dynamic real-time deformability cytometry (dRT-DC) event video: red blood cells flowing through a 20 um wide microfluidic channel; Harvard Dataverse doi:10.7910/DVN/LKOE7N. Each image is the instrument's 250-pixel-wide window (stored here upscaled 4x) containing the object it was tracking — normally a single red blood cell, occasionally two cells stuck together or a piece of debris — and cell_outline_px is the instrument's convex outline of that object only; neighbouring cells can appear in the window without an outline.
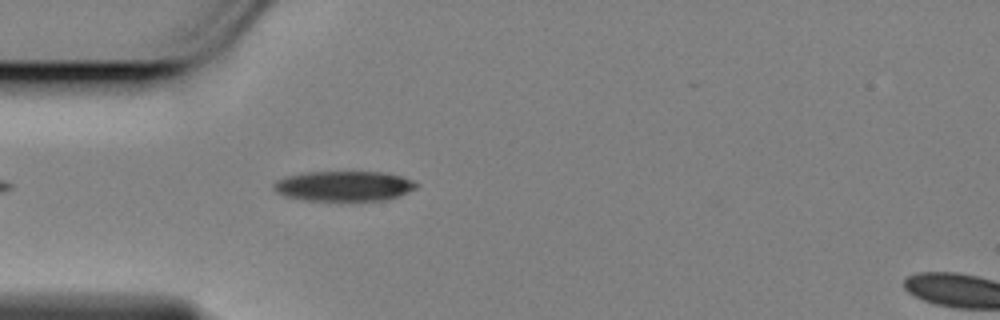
{"species": "Egyptian fruit bat (a non-hibernating species)", "species_latin": "Rousettus aegyptiacus", "temperature_condition": "cold", "stored_images_in_passage": 16, "camera_frame_rate_fps": 3000, "um_per_image_px": 0.085, "animal": {"sex": "female"}, "frame": {"image": 1, "passage_image": 1, "time_ms": 0.0, "image_size_px": [1000, 320], "cell_outline_px": [[420, 184], [416, 188], [400, 196], [384, 200], [304, 200], [284, 196], [276, 192], [272, 188], [272, 184], [276, 180], [284, 176], [304, 172], [388, 172], [412, 180]], "centroid_in_image_um": [29.21, 15.8], "position_along_channel_um": 55.8, "area_um2": 25.26}}
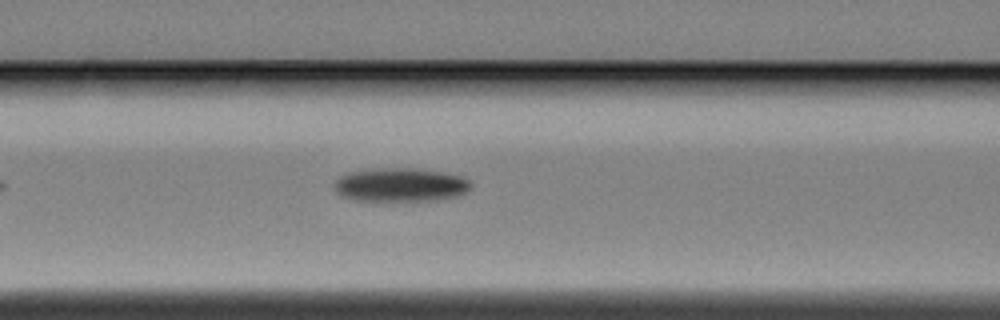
{"frame": {"image": 2, "passage_image": 8, "time_ms": 2.333, "image_size_px": [1000, 320], "cell_outline_px": [[472, 184], [460, 196], [436, 200], [360, 200], [344, 196], [336, 188], [336, 180], [340, 176], [348, 172], [368, 168], [420, 168], [444, 172], [460, 176], [468, 180]], "centroid_in_image_um": [34.08, 15.68], "position_along_channel_um": 132.5, "area_um2": 26.59}}
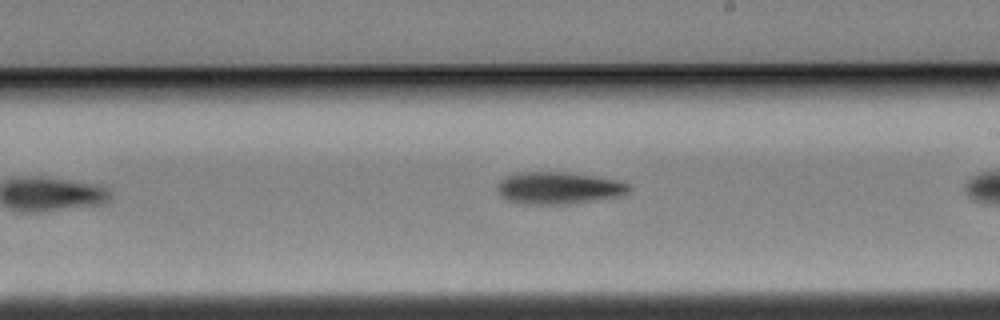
{"frame": {"image": 3, "passage_image": 14, "time_ms": 4.333, "image_size_px": [1000, 320], "cell_outline_px": [[632, 188], [628, 192], [620, 196], [568, 204], [524, 204], [508, 200], [500, 196], [496, 188], [500, 180], [504, 176], [516, 172], [568, 172], [596, 176], [620, 180], [628, 184]], "centroid_in_image_um": [47.47, 15.97], "position_along_channel_um": 241.5, "area_um2": 24.91}}